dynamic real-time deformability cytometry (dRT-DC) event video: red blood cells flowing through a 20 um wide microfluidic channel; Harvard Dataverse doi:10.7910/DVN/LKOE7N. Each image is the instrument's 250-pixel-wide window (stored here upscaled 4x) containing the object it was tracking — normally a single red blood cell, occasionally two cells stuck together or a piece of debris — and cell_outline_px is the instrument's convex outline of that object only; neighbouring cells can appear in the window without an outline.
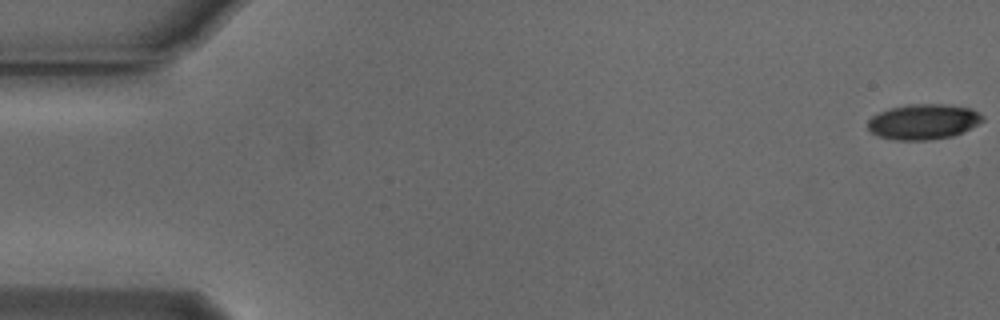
{"species": "Egyptian fruit bat (a non-hibernating species)", "species_latin": "Rousettus aegyptiacus", "temperature_condition": "cold", "stored_images_in_passage": 11, "camera_frame_rate_fps": 3000, "um_per_image_px": 0.085, "animal": {"sex": "male"}, "frame": {"image": 1, "passage_image": 1, "time_ms": 0.0, "image_size_px": [1000, 320], "cell_outline_px": [[984, 120], [952, 136], [928, 140], [896, 140], [880, 136], [872, 132], [868, 128], [868, 120], [872, 116], [880, 112], [892, 108], [908, 104], [944, 104], [972, 108], [980, 112], [984, 116]], "centroid_in_image_um": [78.5, 10.33], "position_along_channel_um": 6.5, "area_um2": 23.41}}